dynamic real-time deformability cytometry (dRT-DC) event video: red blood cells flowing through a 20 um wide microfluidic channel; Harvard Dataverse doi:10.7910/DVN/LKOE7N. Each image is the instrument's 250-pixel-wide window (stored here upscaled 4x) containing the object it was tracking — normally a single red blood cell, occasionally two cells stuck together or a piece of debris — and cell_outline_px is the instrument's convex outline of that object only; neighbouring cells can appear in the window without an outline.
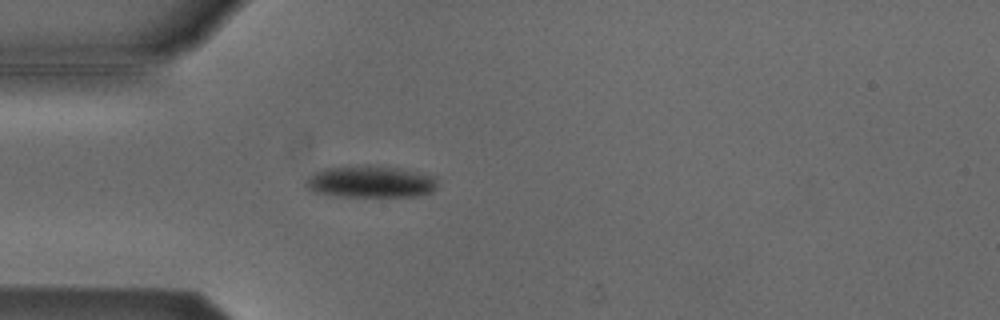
{"species": "Egyptian fruit bat (a non-hibernating species)", "species_latin": "Rousettus aegyptiacus", "temperature_condition": "cold", "stored_images_in_passage": 3, "camera_frame_rate_fps": 3000, "um_per_image_px": 0.085, "animal": {"sex": "male"}, "frame": {"image": 1, "passage_image": 3, "time_ms": 0.667, "image_size_px": [1000, 320], "cell_outline_px": [[436, 188], [432, 192], [420, 196], [336, 196], [316, 192], [308, 188], [304, 184], [308, 176], [324, 168], [368, 164], [376, 164], [400, 168], [436, 176]], "centroid_in_image_um": [31.51, 15.42], "position_along_channel_um": 53.5, "area_um2": 24.8}}